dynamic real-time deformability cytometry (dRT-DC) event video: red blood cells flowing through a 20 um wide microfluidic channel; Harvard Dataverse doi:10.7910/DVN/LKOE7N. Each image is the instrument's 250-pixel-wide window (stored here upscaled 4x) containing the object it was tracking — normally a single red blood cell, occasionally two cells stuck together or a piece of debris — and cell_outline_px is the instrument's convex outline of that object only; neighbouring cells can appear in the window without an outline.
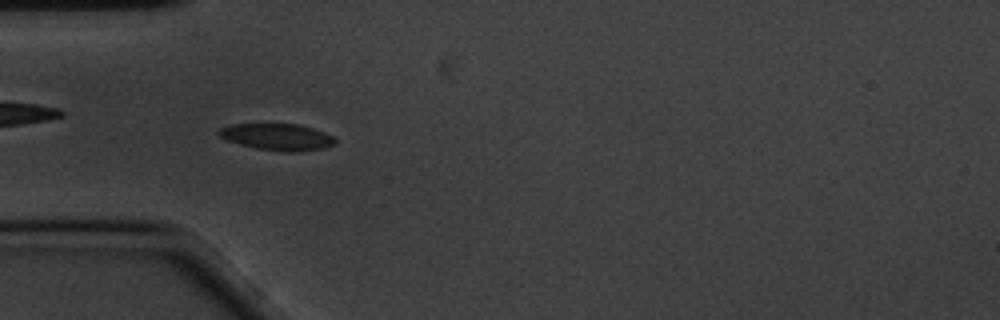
{"species": "common noctule bat (a hibernating species)", "species_latin": "Nyctalus noctula", "temperature_condition": "cold", "stored_images_in_passage": 58, "camera_frame_rate_fps": 3000, "um_per_image_px": 0.085, "animal": {"sex": "male", "body_mass_g": 20.1, "forearm_length_mm": 53.5}, "frame": {"image": 1, "passage_image": 17, "time_ms": 5.333, "image_size_px": [1000, 320], "cell_outline_px": [[336, 144], [324, 148], [300, 152], [284, 152], [256, 148], [240, 144], [228, 140], [220, 136], [220, 128], [228, 124], [296, 124], [312, 128], [324, 132], [332, 136], [336, 140]], "centroid_in_image_um": [23.61, 11.64], "position_along_channel_um": 61.4, "area_um2": 17.98}}
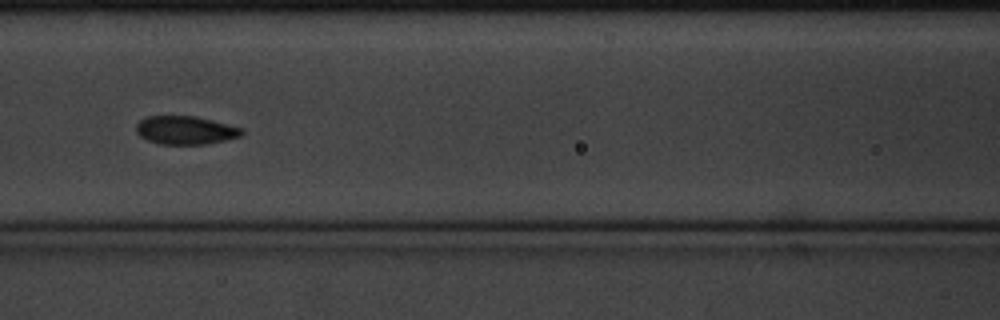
{"frame": {"image": 2, "passage_image": 25, "time_ms": 8.0, "image_size_px": [1000, 320], "cell_outline_px": [[244, 132], [240, 136], [208, 144], [160, 144], [148, 140], [140, 136], [136, 132], [136, 124], [140, 120], [148, 116], [196, 116], [244, 128]], "centroid_in_image_um": [15.77, 11.06], "position_along_channel_um": 150.8, "area_um2": 17.46}, "authors_computed_cell_mechanics": {"area_um2": 17.34, "velocity_mm_per_s": 3.3848, "shape_relaxation_time_tau1_ms": null, "shape_relaxation_time_tau2_ms": 1.3423, "deformation_change_tau1": null, "deformation_change_tau2": 0.0624}}